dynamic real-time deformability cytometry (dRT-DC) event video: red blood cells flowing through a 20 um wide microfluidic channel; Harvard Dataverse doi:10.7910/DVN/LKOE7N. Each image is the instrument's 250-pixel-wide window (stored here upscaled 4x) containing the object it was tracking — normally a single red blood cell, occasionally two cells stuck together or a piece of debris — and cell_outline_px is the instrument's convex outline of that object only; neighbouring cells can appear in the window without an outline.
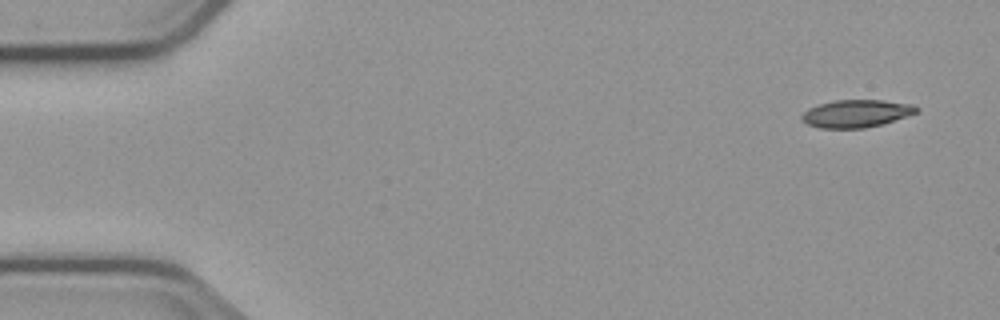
{"species": "common noctule bat (a hibernating species)", "species_latin": "Nyctalus noctula", "temperature_condition": "cold", "stored_images_in_passage": 4, "camera_frame_rate_fps": 3000, "um_per_image_px": 0.085, "animal": {"sex": "male", "body_mass_g": 23.1, "forearm_length_mm": 52.7}, "frame": {"image": 1, "passage_image": 1, "time_ms": 0.0, "image_size_px": [1000, 320], "cell_outline_px": [[920, 108], [916, 112], [884, 124], [864, 128], [820, 128], [808, 124], [800, 120], [800, 116], [808, 108], [820, 104], [836, 100], [884, 100], [912, 104]], "centroid_in_image_um": [72.77, 9.65], "position_along_channel_um": 12.2, "area_um2": 18.44}}
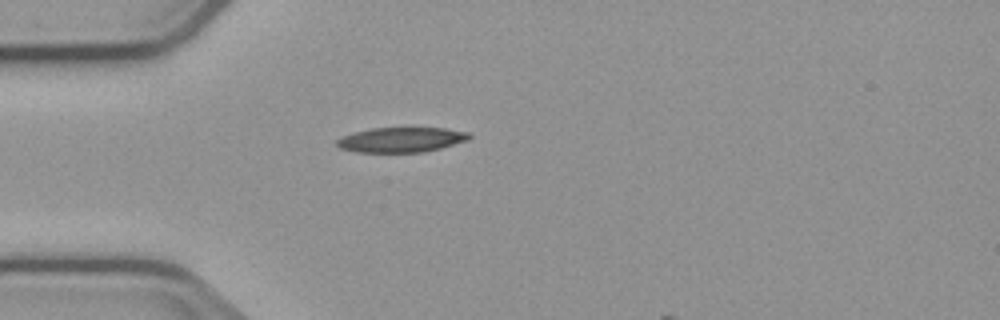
{"frame": {"image": 2, "passage_image": 3, "time_ms": 4.0, "image_size_px": [1000, 320], "cell_outline_px": [[472, 136], [468, 140], [440, 148], [424, 152], [356, 152], [340, 148], [336, 144], [336, 140], [340, 136], [352, 132], [372, 128], [408, 124], [444, 128], [468, 132]], "centroid_in_image_um": [34.1, 11.82], "position_along_channel_um": 50.9, "area_um2": 20.35}}